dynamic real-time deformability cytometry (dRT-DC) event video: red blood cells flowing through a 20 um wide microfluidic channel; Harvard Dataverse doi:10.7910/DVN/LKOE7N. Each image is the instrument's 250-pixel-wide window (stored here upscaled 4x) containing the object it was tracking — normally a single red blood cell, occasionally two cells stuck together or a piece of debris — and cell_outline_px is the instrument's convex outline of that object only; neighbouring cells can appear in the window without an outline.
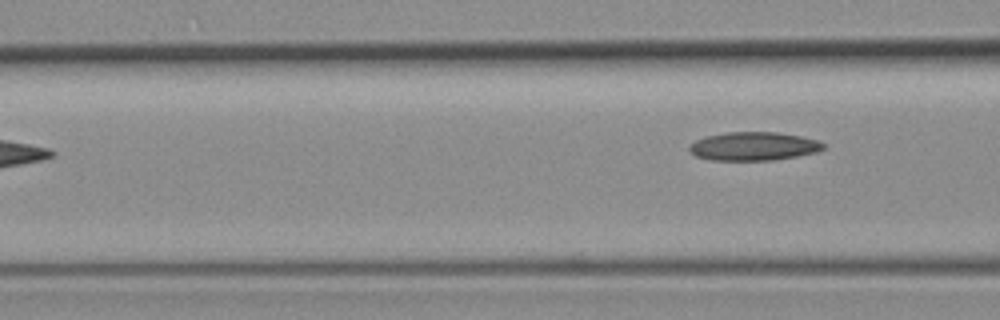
{"species": "common noctule bat (a hibernating species)", "species_latin": "Nyctalus noctula", "temperature_condition": "room temperature", "stored_images_in_passage": 3, "camera_frame_rate_fps": 3000, "um_per_image_px": 0.085, "animal": {"sex": "female", "body_mass_g": 19.3, "forearm_length_mm": 54.1}, "frame": {"image": 1, "passage_image": 3, "time_ms": 2.333, "image_size_px": [1000, 320], "cell_outline_px": [[824, 148], [816, 152], [796, 156], [772, 160], [708, 160], [696, 156], [688, 152], [688, 148], [696, 140], [708, 136], [728, 132], [776, 132], [800, 136], [820, 140], [824, 144]], "centroid_in_image_um": [64.05, 12.43], "position_along_channel_um": 102.5, "area_um2": 22.2}}